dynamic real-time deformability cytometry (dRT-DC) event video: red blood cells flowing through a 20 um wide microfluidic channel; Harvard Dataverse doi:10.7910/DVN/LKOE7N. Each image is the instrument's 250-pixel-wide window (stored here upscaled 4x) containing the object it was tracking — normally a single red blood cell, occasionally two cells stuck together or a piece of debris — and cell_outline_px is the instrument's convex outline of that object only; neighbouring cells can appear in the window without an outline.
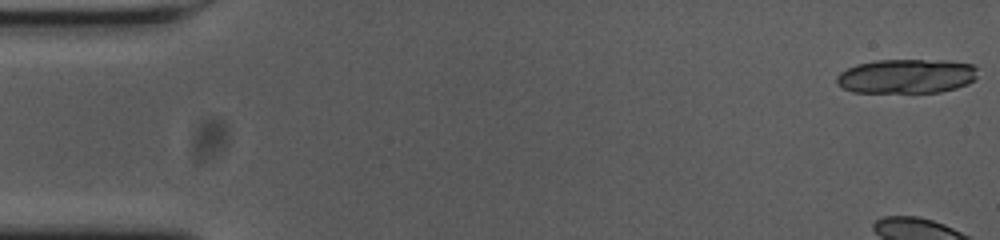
{"species": "common noctule bat (a hibernating species)", "species_latin": "Nyctalus noctula", "temperature_condition": "cold", "stored_images_in_passage": 26, "camera_frame_rate_fps": 3000, "um_per_image_px": 0.085, "animal": {"sex": "female", "body_mass_g": 23.0, "forearm_length_mm": 53.4}, "frame": {"image": 1, "passage_image": 1, "time_ms": 0.0, "image_size_px": [1000, 240], "cell_outline_px": [[976, 76], [968, 84], [956, 88], [940, 92], [852, 92], [836, 84], [836, 76], [840, 72], [856, 64], [876, 60], [948, 60], [972, 64], [976, 68]], "centroid_in_image_um": [77.03, 6.47], "position_along_channel_um": 8.0, "area_um2": 28.32}}